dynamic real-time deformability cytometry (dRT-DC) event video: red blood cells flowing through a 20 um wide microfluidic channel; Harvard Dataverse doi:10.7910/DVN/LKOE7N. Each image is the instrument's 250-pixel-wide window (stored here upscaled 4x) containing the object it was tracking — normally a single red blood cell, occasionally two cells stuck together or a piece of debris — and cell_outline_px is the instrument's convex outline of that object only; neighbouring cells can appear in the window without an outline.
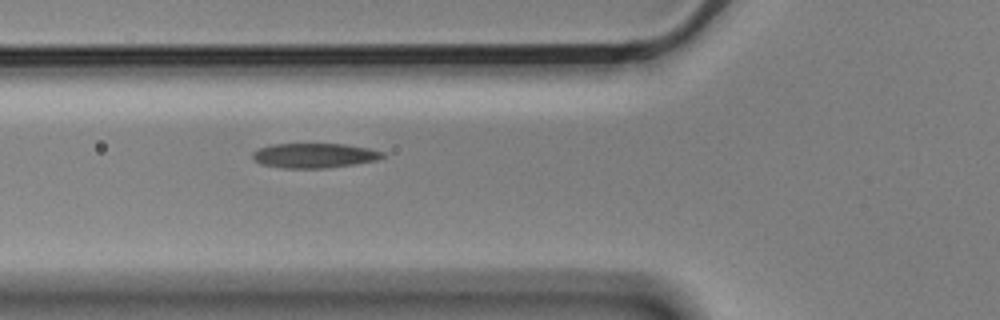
{"species": "Egyptian fruit bat (a non-hibernating species)", "species_latin": "Rousettus aegyptiacus", "temperature_condition": "cold", "stored_images_in_passage": 5, "camera_frame_rate_fps": 3000, "um_per_image_px": 0.085, "animal": {"sex": "male"}, "frame": {"image": 1, "passage_image": 5, "time_ms": 1.333, "image_size_px": [1000, 320], "cell_outline_px": [[384, 156], [376, 160], [328, 168], [284, 168], [260, 164], [252, 160], [252, 152], [260, 148], [272, 144], [344, 144], [368, 148], [384, 152]], "centroid_in_image_um": [26.67, 13.22], "position_along_channel_um": 99.1, "area_um2": 18.67}}